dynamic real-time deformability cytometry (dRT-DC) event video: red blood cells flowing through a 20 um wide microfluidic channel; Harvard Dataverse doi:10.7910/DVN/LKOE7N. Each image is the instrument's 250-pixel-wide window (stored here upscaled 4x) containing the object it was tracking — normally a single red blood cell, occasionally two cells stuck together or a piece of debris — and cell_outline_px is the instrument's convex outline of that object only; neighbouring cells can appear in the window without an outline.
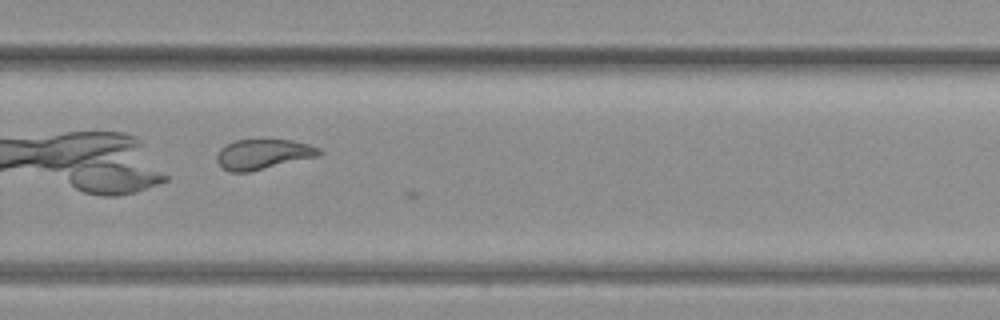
{"species": "common noctule bat (a hibernating species)", "species_latin": "Nyctalus noctula", "temperature_condition": "warm", "stored_images_in_passage": 30, "camera_frame_rate_fps": 3000, "um_per_image_px": 0.085, "animal": {"sex": "female", "body_mass_g": 19.3, "forearm_length_mm": 54.1}, "frame": {"image": 1, "passage_image": 29, "time_ms": 9.333, "image_size_px": [1000, 320], "cell_outline_px": [[324, 152], [320, 156], [248, 172], [228, 172], [216, 160], [216, 156], [220, 148], [236, 140], [292, 140], [308, 144], [320, 148]], "centroid_in_image_um": [22.4, 13.11], "position_along_channel_um": 307.4, "area_um2": 17.92}}